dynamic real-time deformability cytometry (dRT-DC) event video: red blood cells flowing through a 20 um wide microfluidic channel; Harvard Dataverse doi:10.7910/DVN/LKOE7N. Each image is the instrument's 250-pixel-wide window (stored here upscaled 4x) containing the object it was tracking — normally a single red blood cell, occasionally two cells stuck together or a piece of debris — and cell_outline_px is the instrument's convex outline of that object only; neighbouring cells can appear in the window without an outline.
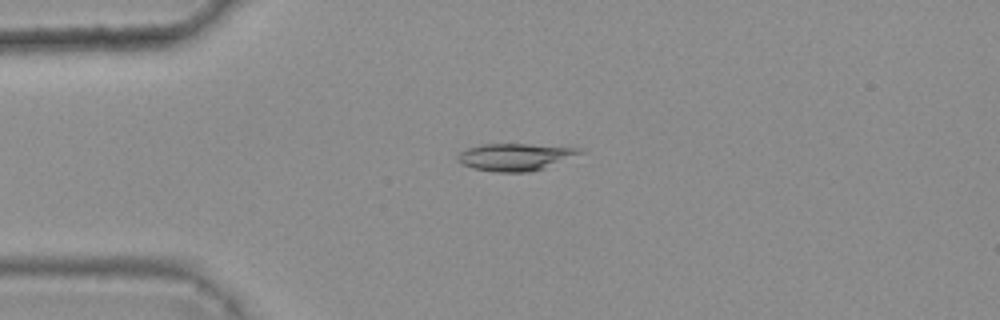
{"species": "common noctule bat (a hibernating species)", "species_latin": "Nyctalus noctula", "temperature_condition": "warm", "stored_images_in_passage": 4, "camera_frame_rate_fps": 3000, "um_per_image_px": 0.085, "animal": {"sex": "female", "body_mass_g": 25.1}, "frame": {"image": 1, "passage_image": 3, "time_ms": 0.667, "image_size_px": [1000, 320], "cell_outline_px": [[584, 152], [544, 168], [528, 172], [496, 172], [472, 168], [456, 160], [460, 152], [468, 148], [484, 144], [528, 144], [580, 148]], "centroid_in_image_um": [43.77, 13.34], "position_along_channel_um": 41.2, "area_um2": 19.07}}